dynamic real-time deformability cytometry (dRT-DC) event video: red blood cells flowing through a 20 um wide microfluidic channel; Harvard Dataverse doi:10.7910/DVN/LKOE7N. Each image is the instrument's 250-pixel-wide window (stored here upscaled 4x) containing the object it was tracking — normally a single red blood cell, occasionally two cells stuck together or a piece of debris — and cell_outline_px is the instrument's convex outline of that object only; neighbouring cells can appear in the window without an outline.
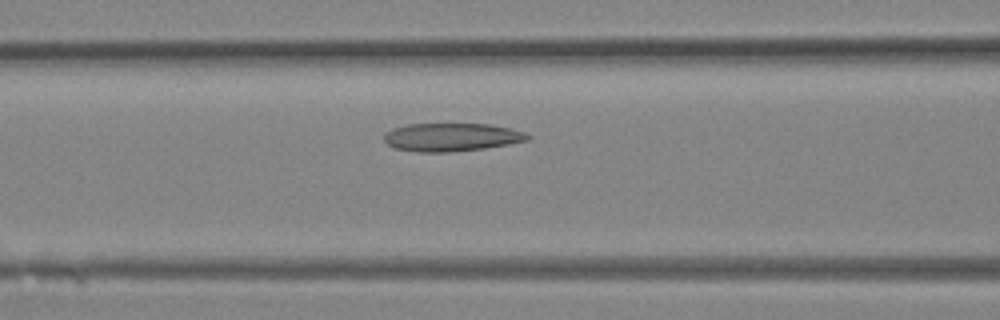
{"species": "Egyptian fruit bat (a non-hibernating species)", "species_latin": "Rousettus aegyptiacus", "temperature_condition": "room temperature", "stored_images_in_passage": 30, "camera_frame_rate_fps": 3000, "um_per_image_px": 0.085, "animal": {"sex": "female"}, "frame": {"image": 1, "passage_image": 11, "time_ms": 3.333, "image_size_px": [1000, 320], "cell_outline_px": [[532, 136], [528, 140], [508, 144], [484, 148], [452, 152], [416, 152], [396, 148], [388, 144], [384, 140], [384, 132], [392, 128], [408, 124], [492, 124], [524, 132]], "centroid_in_image_um": [38.36, 11.66], "position_along_channel_um": 128.2, "area_um2": 23.58}}
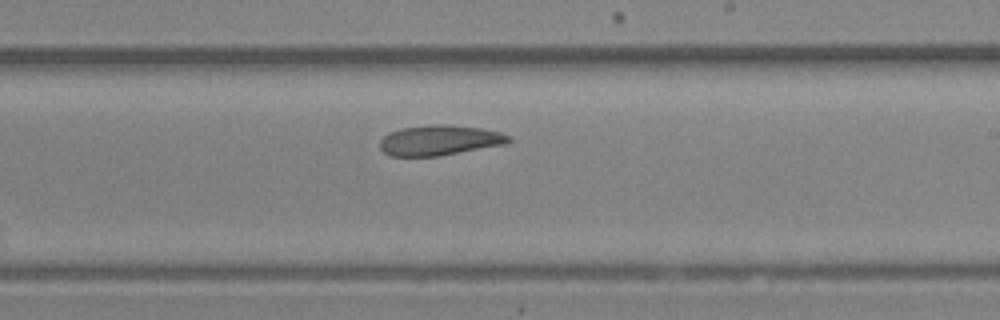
{"frame": {"image": 2, "passage_image": 17, "time_ms": 5.333, "image_size_px": [1000, 320], "cell_outline_px": [[512, 140], [504, 144], [440, 156], [388, 156], [380, 148], [380, 140], [384, 136], [400, 128], [436, 124], [444, 124], [480, 128], [500, 132], [508, 136]], "centroid_in_image_um": [37.33, 11.93], "position_along_channel_um": 251.7, "area_um2": 22.48}}
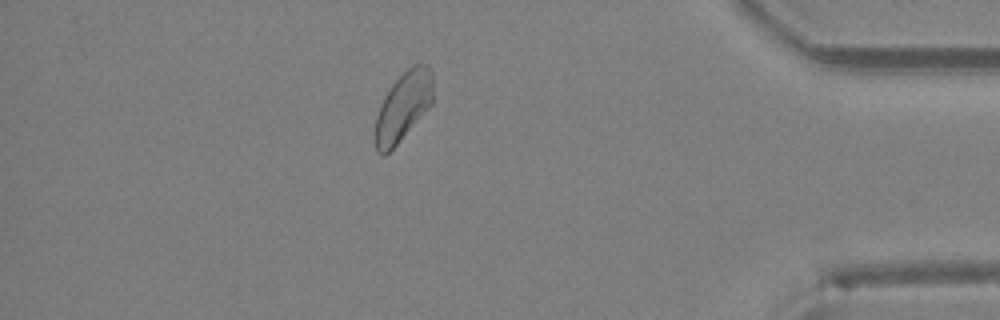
{"frame": {"image": 3, "passage_image": 26, "time_ms": 8.333, "image_size_px": [1000, 320], "cell_outline_px": [[432, 104], [400, 140], [384, 156], [380, 156], [376, 152], [376, 116], [380, 104], [384, 96], [392, 84], [412, 64], [428, 64], [432, 72]], "centroid_in_image_um": [34.27, 9.03], "position_along_channel_um": 400.9, "area_um2": 22.95}}